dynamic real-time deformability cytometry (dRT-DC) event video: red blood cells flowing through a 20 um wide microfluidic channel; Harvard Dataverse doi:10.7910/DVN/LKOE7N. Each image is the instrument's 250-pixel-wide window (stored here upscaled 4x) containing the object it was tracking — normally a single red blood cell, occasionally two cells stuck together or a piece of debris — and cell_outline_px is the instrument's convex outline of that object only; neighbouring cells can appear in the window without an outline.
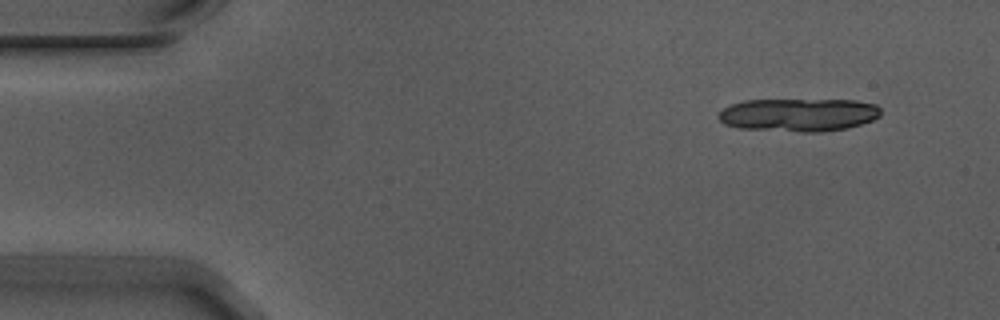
{"species": "Egyptian fruit bat (a non-hibernating species)", "species_latin": "Rousettus aegyptiacus", "temperature_condition": "warm", "stored_images_in_passage": 15, "camera_frame_rate_fps": 3000, "um_per_image_px": 0.085, "animal": {"sex": "male"}, "frame": {"image": 1, "passage_image": 1, "time_ms": 0.0, "image_size_px": [1000, 320], "cell_outline_px": [[880, 116], [872, 120], [848, 128], [820, 132], [800, 132], [740, 128], [724, 124], [720, 120], [720, 112], [724, 108], [732, 104], [744, 100], [856, 100], [876, 104], [880, 108]], "centroid_in_image_um": [67.91, 9.76], "position_along_channel_um": 17.1, "area_um2": 31.27}}